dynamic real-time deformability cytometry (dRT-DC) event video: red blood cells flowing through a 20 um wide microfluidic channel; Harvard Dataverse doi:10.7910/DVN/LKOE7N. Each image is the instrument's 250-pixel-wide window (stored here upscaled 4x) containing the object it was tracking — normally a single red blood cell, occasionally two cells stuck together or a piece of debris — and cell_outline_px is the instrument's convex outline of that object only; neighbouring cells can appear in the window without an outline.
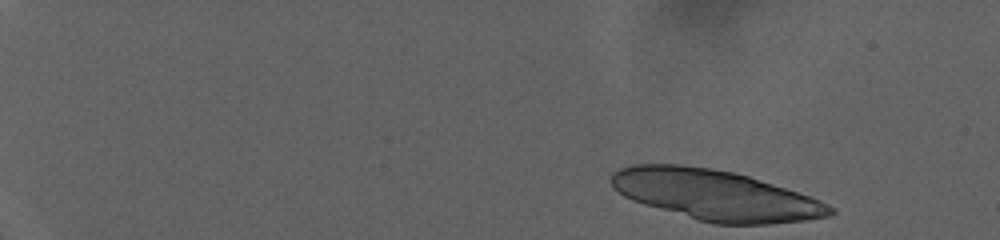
{"species": "human", "species_latin": "Homo sapiens", "temperature_condition": "warm", "stored_images_in_passage": 25, "camera_frame_rate_fps": 3000, "um_per_image_px": 0.085, "donor": {"sex": "female"}, "frame": {"image": 1, "passage_image": 1, "time_ms": 0.0, "image_size_px": [1000, 240], "cell_outline_px": [[836, 212], [832, 216], [808, 220], [768, 224], [712, 224], [696, 220], [644, 204], [632, 200], [624, 196], [612, 188], [608, 180], [608, 176], [612, 172], [620, 168], [632, 164], [680, 164], [712, 168], [732, 172], [748, 176], [820, 200], [836, 208]], "centroid_in_image_um": [60.77, 16.58], "position_along_channel_um": 24.2, "area_um2": 64.45}}